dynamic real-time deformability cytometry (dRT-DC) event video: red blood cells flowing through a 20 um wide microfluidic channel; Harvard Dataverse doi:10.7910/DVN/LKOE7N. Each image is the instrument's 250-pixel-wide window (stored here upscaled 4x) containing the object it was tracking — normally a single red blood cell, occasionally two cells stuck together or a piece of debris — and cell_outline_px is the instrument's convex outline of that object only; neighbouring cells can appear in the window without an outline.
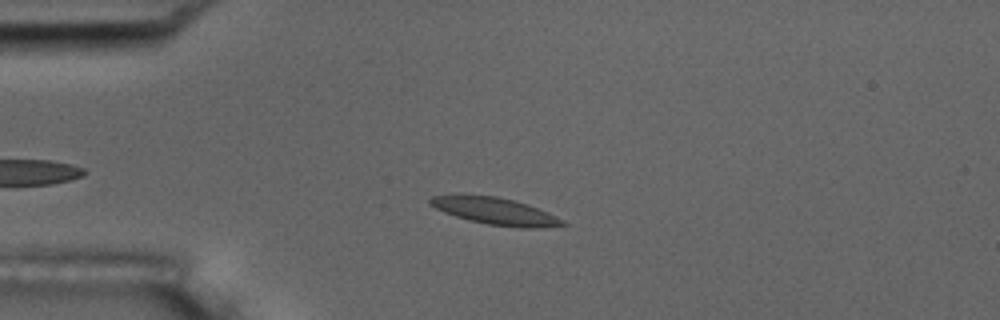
{"species": "common noctule bat (a hibernating species)", "species_latin": "Nyctalus noctula", "temperature_condition": "room temperature", "stored_images_in_passage": 4, "camera_frame_rate_fps": 3000, "um_per_image_px": 0.085, "animal": {"sex": "male", "body_mass_g": 17.5, "forearm_length_mm": 52.3}, "frame": {"image": 1, "passage_image": 3, "time_ms": 2.667, "image_size_px": [1000, 320], "cell_outline_px": [[568, 224], [536, 228], [520, 228], [488, 224], [468, 220], [444, 212], [428, 204], [428, 200], [432, 196], [452, 192], [460, 192], [496, 196], [528, 204], [548, 212], [564, 220]], "centroid_in_image_um": [41.99, 17.9], "position_along_channel_um": 43.0, "area_um2": 21.44}}